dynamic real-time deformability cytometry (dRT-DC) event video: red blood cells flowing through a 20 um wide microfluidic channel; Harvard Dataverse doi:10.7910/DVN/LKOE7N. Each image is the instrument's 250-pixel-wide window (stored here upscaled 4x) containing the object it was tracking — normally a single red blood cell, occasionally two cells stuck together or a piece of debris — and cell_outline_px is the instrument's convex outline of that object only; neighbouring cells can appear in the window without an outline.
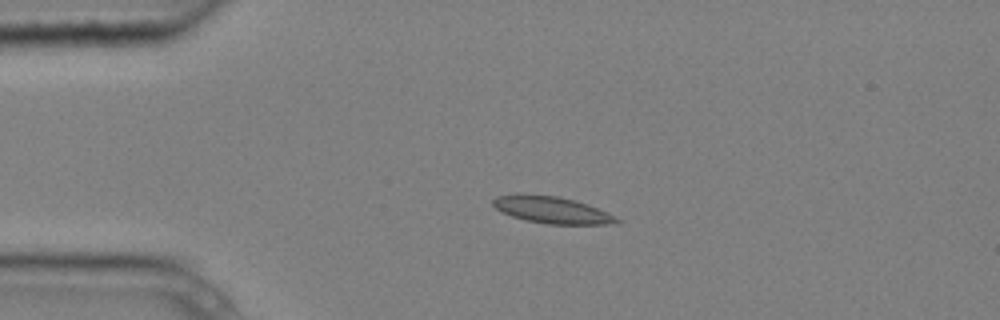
{"species": "common noctule bat (a hibernating species)", "species_latin": "Nyctalus noctula", "temperature_condition": "cold", "stored_images_in_passage": 2, "camera_frame_rate_fps": 3000, "um_per_image_px": 0.085, "animal": {"sex": "male", "body_mass_g": 20.4}, "frame": {"image": 1, "passage_image": 1, "time_ms": 0.0, "image_size_px": [1000, 320], "cell_outline_px": [[620, 224], [548, 224], [524, 220], [500, 212], [492, 204], [492, 200], [496, 196], [516, 192], [524, 192], [556, 196], [576, 200], [588, 204], [616, 216], [620, 220]], "centroid_in_image_um": [46.86, 17.82], "position_along_channel_um": 38.1, "area_um2": 19.88}}